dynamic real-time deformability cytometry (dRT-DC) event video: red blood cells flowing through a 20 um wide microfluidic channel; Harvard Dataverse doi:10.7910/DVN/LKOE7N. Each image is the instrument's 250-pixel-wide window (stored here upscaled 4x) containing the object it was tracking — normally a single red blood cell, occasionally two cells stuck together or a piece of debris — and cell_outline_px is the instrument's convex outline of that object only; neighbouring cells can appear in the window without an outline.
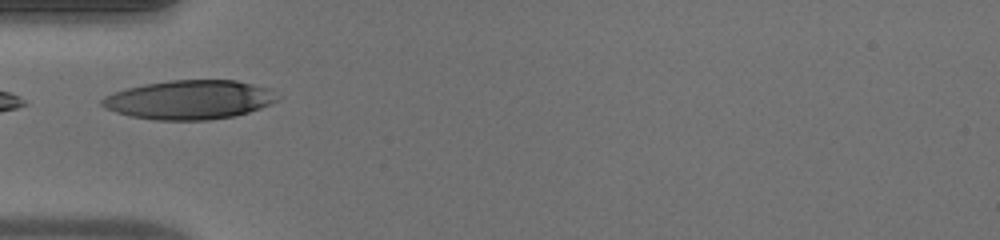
{"species": "human", "species_latin": "Homo sapiens", "temperature_condition": "warm", "stored_images_in_passage": 26, "camera_frame_rate_fps": 3000, "um_per_image_px": 0.085, "donor": {"sex": "male"}, "frame": {"image": 1, "passage_image": 1, "time_ms": 0.0, "image_size_px": [1000, 240], "cell_outline_px": [[280, 96], [276, 100], [260, 108], [236, 116], [208, 120], [156, 120], [128, 116], [104, 108], [100, 104], [100, 100], [104, 96], [112, 92], [144, 84], [168, 80], [236, 80], [272, 88]], "centroid_in_image_um": [16.1, 8.47], "position_along_channel_um": 68.9, "area_um2": 40.29}}
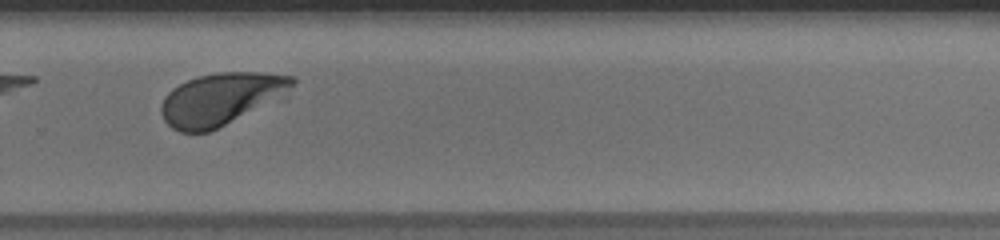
{"frame": {"image": 2, "passage_image": 19, "time_ms": 6.0, "image_size_px": [1000, 240], "cell_outline_px": [[296, 80], [292, 84], [224, 124], [208, 132], [180, 132], [172, 128], [164, 120], [160, 112], [160, 104], [164, 96], [172, 88], [188, 80], [200, 76], [220, 72], [256, 72], [296, 76]], "centroid_in_image_um": [18.55, 8.39], "position_along_channel_um": 311.3, "area_um2": 37.51}}
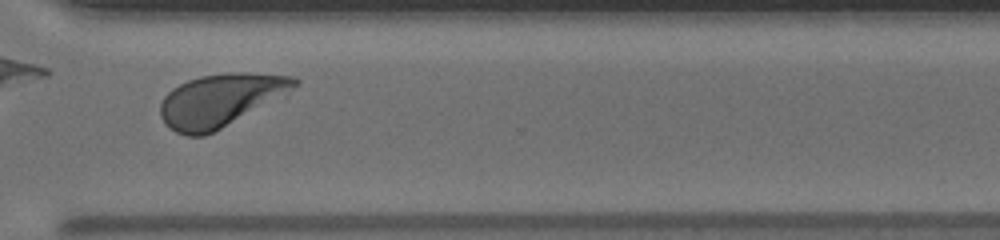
{"frame": {"image": 3, "passage_image": 22, "time_ms": 7.0, "image_size_px": [1000, 240], "cell_outline_px": [[300, 84], [220, 128], [204, 136], [188, 136], [176, 132], [164, 124], [160, 116], [160, 104], [164, 96], [172, 88], [188, 80], [200, 76], [228, 72], [248, 72], [296, 76], [300, 80]], "centroid_in_image_um": [18.66, 8.49], "position_along_channel_um": 351.9, "area_um2": 40.46}, "authors_computed_cell_mechanics": {"area_um2": 40.4311, "velocity_mm_per_s": 4.0319, "shape_relaxation_time_tau1_ms": 1.783, "shape_relaxation_time_tau2_ms": null, "deformation_change_tau1": 0.152, "deformation_change_tau2": null}}